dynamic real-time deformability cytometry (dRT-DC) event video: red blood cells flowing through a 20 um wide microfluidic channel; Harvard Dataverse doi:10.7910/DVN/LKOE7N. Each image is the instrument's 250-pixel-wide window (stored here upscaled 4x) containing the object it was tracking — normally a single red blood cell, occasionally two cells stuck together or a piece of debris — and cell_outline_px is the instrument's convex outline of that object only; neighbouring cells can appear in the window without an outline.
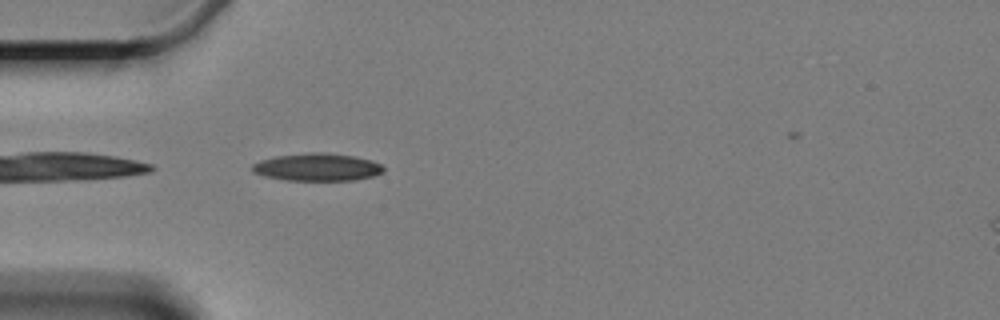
{"species": "Egyptian fruit bat (a non-hibernating species)", "species_latin": "Rousettus aegyptiacus", "temperature_condition": "cold", "stored_images_in_passage": 4, "camera_frame_rate_fps": 3000, "um_per_image_px": 0.085, "animal": {"sex": "female"}, "frame": {"image": 1, "passage_image": 4, "time_ms": 3.333, "image_size_px": [1000, 320], "cell_outline_px": [[384, 172], [372, 176], [356, 180], [284, 180], [264, 176], [252, 172], [252, 164], [260, 160], [276, 156], [312, 152], [316, 152], [352, 156], [372, 160], [380, 164], [384, 168]], "centroid_in_image_um": [26.95, 14.21], "position_along_channel_um": 58.1, "area_um2": 20.98}}